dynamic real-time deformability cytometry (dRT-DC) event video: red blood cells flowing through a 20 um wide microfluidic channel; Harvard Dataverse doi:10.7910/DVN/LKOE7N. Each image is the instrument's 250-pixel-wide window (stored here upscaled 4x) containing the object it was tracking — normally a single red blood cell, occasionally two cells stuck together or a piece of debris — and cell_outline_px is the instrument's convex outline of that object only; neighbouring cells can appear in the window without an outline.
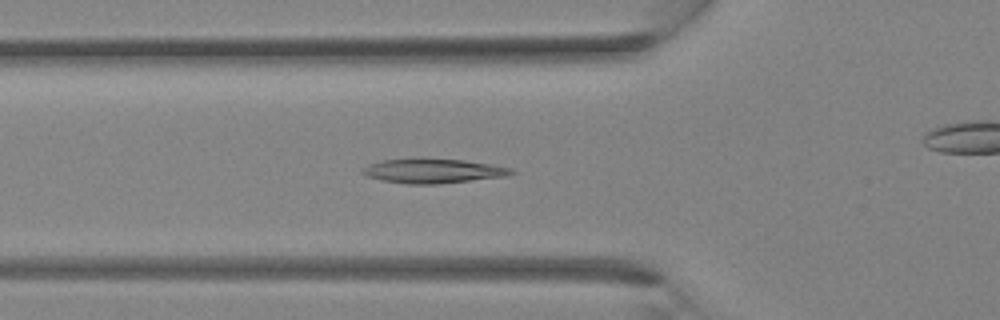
{"species": "Egyptian fruit bat (a non-hibernating species)", "species_latin": "Rousettus aegyptiacus", "temperature_condition": "room temperature", "stored_images_in_passage": 35, "camera_frame_rate_fps": 3000, "um_per_image_px": 0.085, "animal": {"sex": "female"}, "frame": {"image": 1, "passage_image": 12, "time_ms": 3.667, "image_size_px": [1000, 320], "cell_outline_px": [[516, 172], [504, 176], [436, 184], [408, 184], [380, 180], [368, 176], [360, 172], [368, 164], [384, 160], [464, 160], [512, 168]], "centroid_in_image_um": [36.79, 14.55], "position_along_channel_um": 89.0, "area_um2": 20.35}}
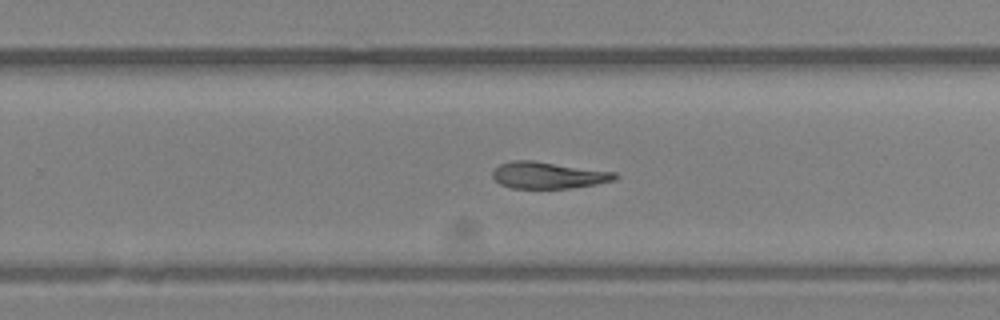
{"frame": {"image": 2, "passage_image": 22, "time_ms": 7.0, "image_size_px": [1000, 320], "cell_outline_px": [[620, 176], [616, 180], [596, 184], [568, 188], [512, 188], [500, 184], [492, 176], [492, 172], [500, 164], [512, 160], [532, 160], [616, 172]], "centroid_in_image_um": [46.62, 14.89], "position_along_channel_um": 283.2, "area_um2": 19.02}}
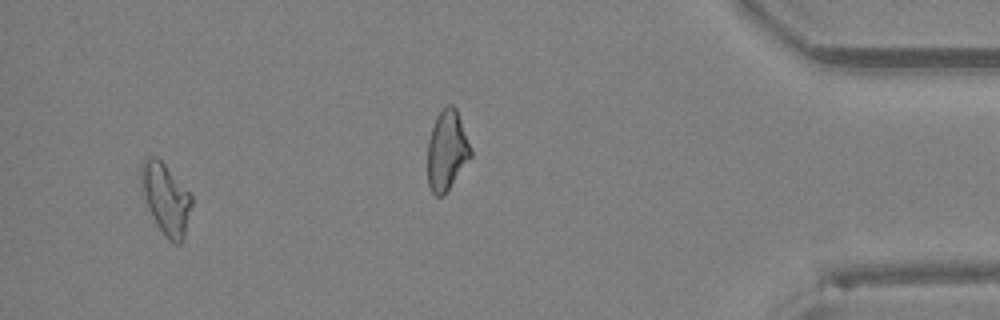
{"frame": {"image": 3, "passage_image": 33, "time_ms": 10.667, "image_size_px": [1000, 320], "cell_outline_px": [[192, 204], [184, 236], [180, 244], [176, 244], [168, 240], [156, 224], [148, 208], [144, 196], [140, 180], [140, 168], [144, 160], [148, 156], [156, 156], [192, 192]], "centroid_in_image_um": [14.11, 16.88], "position_along_channel_um": 421.1, "area_um2": 20.98}}